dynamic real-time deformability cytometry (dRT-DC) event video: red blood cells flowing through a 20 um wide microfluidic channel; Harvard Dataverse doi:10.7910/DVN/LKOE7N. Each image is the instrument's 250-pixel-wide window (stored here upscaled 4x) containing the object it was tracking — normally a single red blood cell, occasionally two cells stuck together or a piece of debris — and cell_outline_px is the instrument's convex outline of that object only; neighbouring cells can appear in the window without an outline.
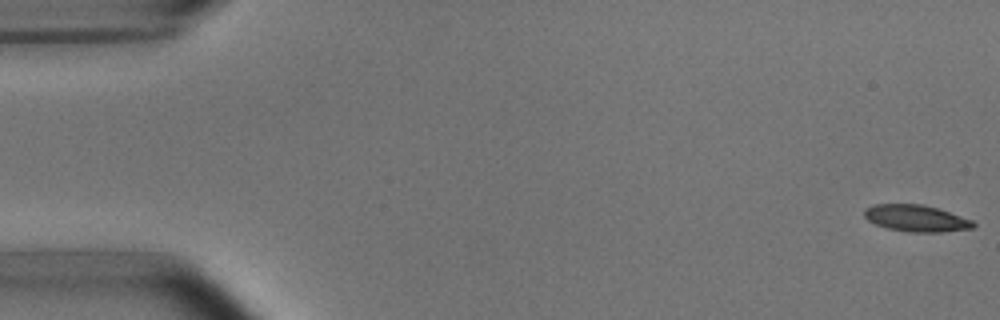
{"species": "common noctule bat (a hibernating species)", "species_latin": "Nyctalus noctula", "temperature_condition": "room temperature", "stored_images_in_passage": 7, "camera_frame_rate_fps": 3000, "um_per_image_px": 0.085, "animal": {"sex": "male", "body_mass_g": 15.6}, "frame": {"image": 1, "passage_image": 1, "time_ms": 0.0, "image_size_px": [1000, 320], "cell_outline_px": [[976, 224], [972, 228], [940, 232], [908, 232], [888, 228], [876, 224], [868, 220], [864, 216], [864, 208], [872, 204], [924, 204], [972, 220]], "centroid_in_image_um": [77.83, 18.55], "position_along_channel_um": 7.2, "area_um2": 16.82}}
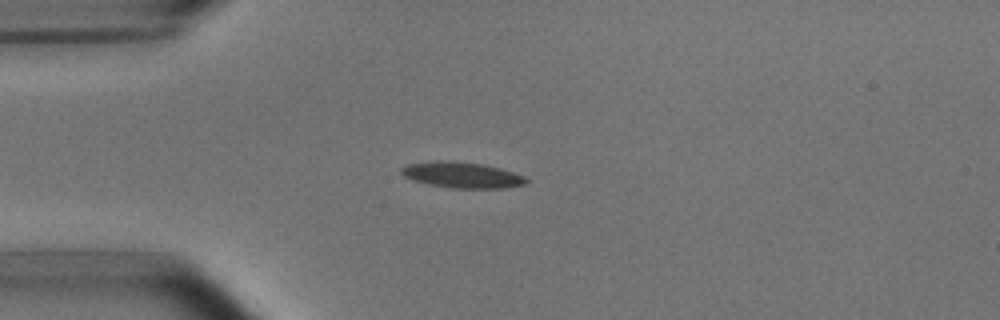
{"frame": {"image": 2, "passage_image": 4, "time_ms": 4.333, "image_size_px": [1000, 320], "cell_outline_px": [[528, 180], [524, 184], [504, 188], [452, 188], [428, 184], [412, 180], [404, 176], [400, 172], [400, 168], [408, 164], [436, 160], [444, 160], [484, 164], [500, 168], [524, 176]], "centroid_in_image_um": [39.23, 14.87], "position_along_channel_um": 45.8, "area_um2": 18.79}}
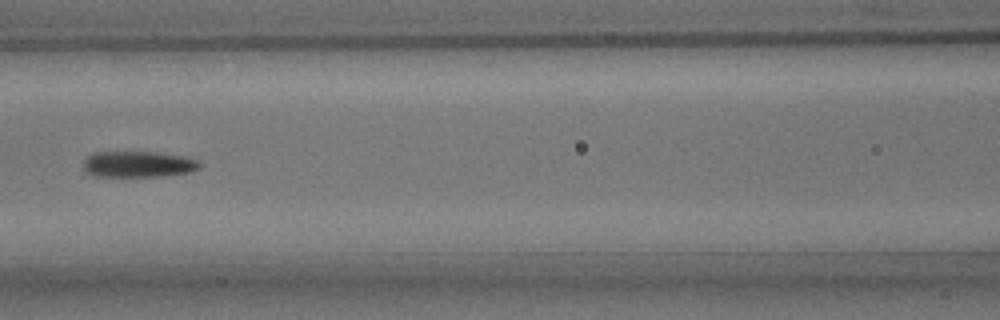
{"frame": {"image": 3, "passage_image": 7, "time_ms": 7.667, "image_size_px": [1000, 320], "cell_outline_px": [[200, 168], [192, 172], [160, 176], [96, 176], [88, 172], [84, 168], [84, 160], [92, 152], [156, 152], [184, 156], [200, 160]], "centroid_in_image_um": [11.8, 13.95], "position_along_channel_um": 154.8, "area_um2": 17.69}}